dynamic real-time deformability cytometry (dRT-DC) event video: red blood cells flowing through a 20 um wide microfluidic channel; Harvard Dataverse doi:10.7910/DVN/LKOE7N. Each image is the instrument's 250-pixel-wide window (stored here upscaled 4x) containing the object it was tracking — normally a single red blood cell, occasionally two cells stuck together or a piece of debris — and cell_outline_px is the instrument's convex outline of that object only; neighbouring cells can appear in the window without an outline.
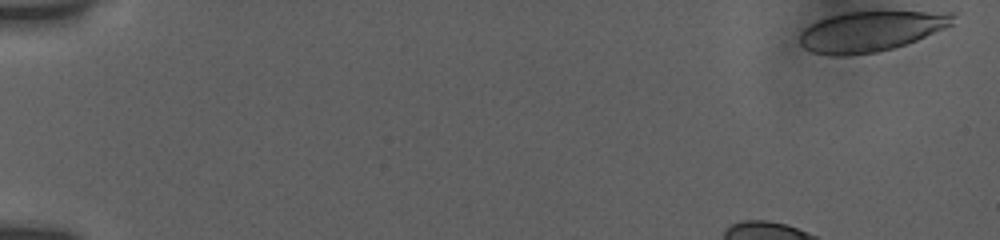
{"species": "human", "species_latin": "Homo sapiens", "temperature_condition": "room temperature", "stored_images_in_passage": 31, "camera_frame_rate_fps": 3000, "um_per_image_px": 0.085, "donor": {"sex": "female"}, "frame": {"image": 1, "passage_image": 1, "time_ms": 0.0, "image_size_px": [1000, 240], "cell_outline_px": [[956, 16], [952, 24], [944, 28], [916, 40], [892, 48], [876, 52], [848, 56], [832, 56], [812, 52], [804, 48], [800, 44], [800, 32], [804, 28], [820, 20], [832, 16], [848, 12], [956, 12]], "centroid_in_image_um": [74.0, 2.67], "position_along_channel_um": 11.0, "area_um2": 35.6}}
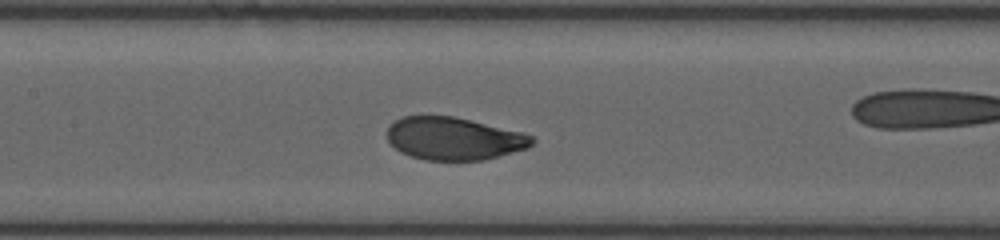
{"frame": {"image": 2, "passage_image": 17, "time_ms": 7.667, "image_size_px": [1000, 240], "cell_outline_px": [[536, 140], [528, 148], [484, 160], [424, 160], [400, 152], [388, 140], [388, 128], [396, 120], [404, 116], [452, 116], [524, 132], [532, 136]], "centroid_in_image_um": [38.62, 11.78], "position_along_channel_um": 168.8, "area_um2": 35.89}}
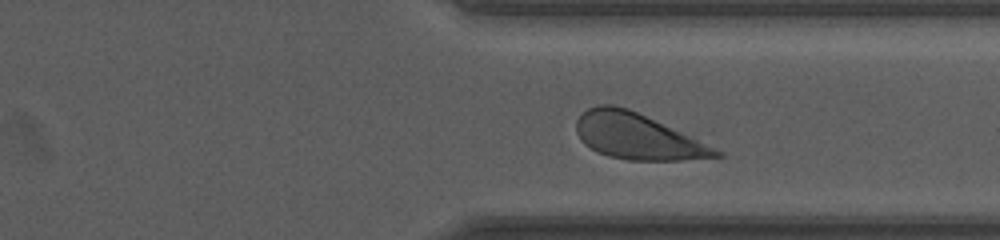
{"frame": {"image": 3, "passage_image": 27, "time_ms": 12.667, "image_size_px": [1000, 240], "cell_outline_px": [[724, 156], [680, 160], [628, 160], [608, 156], [596, 152], [584, 144], [580, 140], [576, 132], [576, 120], [588, 108], [600, 104], [612, 104], [628, 108], [724, 152]], "centroid_in_image_um": [54.12, 11.6], "position_along_channel_um": 357.3, "area_um2": 36.88}, "authors_computed_cell_mechanics": {"area_um2": 36.992, "velocity_mm_per_s": 3.784, "shape_relaxation_time_tau1_ms": 2.3224, "shape_relaxation_time_tau2_ms": null, "deformation_change_tau1": 0.1151, "deformation_change_tau2": null}}